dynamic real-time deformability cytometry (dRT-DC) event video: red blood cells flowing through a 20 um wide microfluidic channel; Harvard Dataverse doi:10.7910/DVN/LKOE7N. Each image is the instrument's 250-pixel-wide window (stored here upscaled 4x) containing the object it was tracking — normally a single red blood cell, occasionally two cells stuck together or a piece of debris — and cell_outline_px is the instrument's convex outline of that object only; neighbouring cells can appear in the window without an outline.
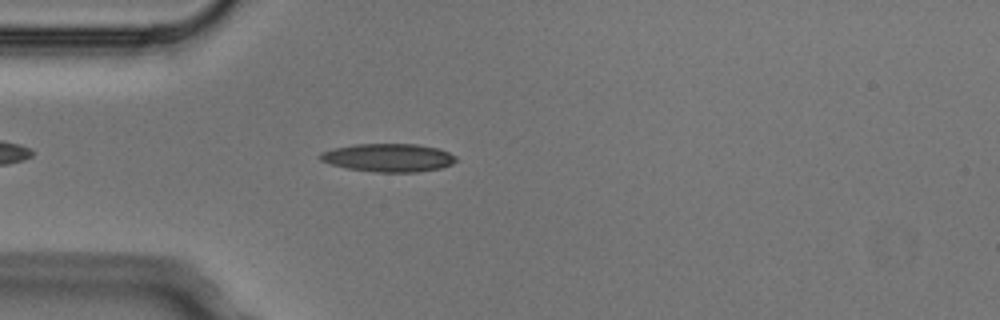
{"species": "Egyptian fruit bat (a non-hibernating species)", "species_latin": "Rousettus aegyptiacus", "temperature_condition": "cold", "stored_images_in_passage": 4, "camera_frame_rate_fps": 3000, "um_per_image_px": 0.085, "animal": {"sex": "male"}, "frame": {"image": 1, "passage_image": 4, "time_ms": 1.0, "image_size_px": [1000, 320], "cell_outline_px": [[456, 160], [452, 164], [440, 168], [416, 172], [376, 172], [348, 168], [332, 164], [320, 160], [320, 152], [332, 148], [356, 144], [416, 144], [440, 148], [456, 156]], "centroid_in_image_um": [33.03, 13.39], "position_along_channel_um": 52.0, "area_um2": 22.25}}